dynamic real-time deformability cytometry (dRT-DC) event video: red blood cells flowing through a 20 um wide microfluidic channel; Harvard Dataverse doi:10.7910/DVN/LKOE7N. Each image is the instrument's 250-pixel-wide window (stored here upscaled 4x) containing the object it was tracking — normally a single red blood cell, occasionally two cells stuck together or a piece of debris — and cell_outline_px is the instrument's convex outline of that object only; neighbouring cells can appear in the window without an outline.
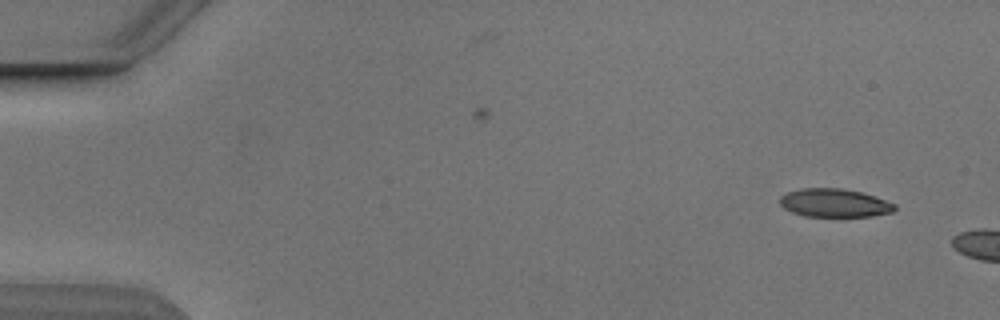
{"species": "Egyptian fruit bat (a non-hibernating species)", "species_latin": "Rousettus aegyptiacus", "temperature_condition": "cold", "stored_images_in_passage": 3, "camera_frame_rate_fps": 3000, "um_per_image_px": 0.085, "animal": {"sex": "male"}, "frame": {"image": 1, "passage_image": 1, "time_ms": 0.0, "image_size_px": [1000, 320], "cell_outline_px": [[896, 208], [892, 212], [872, 216], [804, 216], [792, 212], [784, 208], [780, 204], [780, 196], [788, 192], [800, 188], [844, 188], [860, 192], [896, 204]], "centroid_in_image_um": [70.9, 17.25], "position_along_channel_um": 14.1, "area_um2": 18.84}}